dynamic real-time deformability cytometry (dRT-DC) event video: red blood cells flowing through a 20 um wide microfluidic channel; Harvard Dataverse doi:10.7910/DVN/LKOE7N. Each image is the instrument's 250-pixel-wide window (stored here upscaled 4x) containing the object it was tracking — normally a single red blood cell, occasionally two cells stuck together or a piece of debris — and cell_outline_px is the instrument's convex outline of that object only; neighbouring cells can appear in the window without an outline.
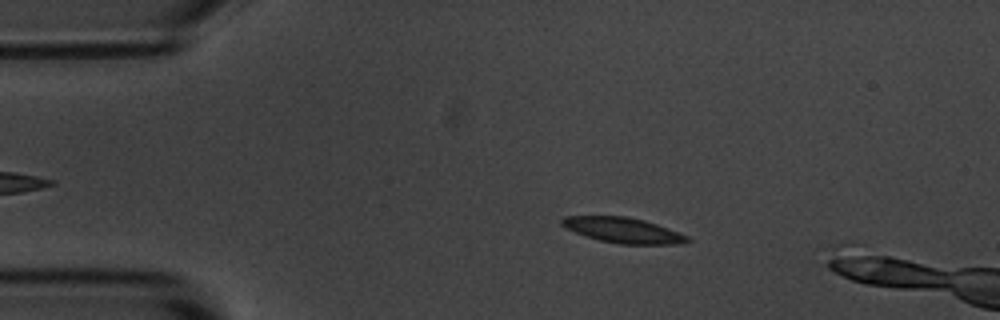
{"species": "common noctule bat (a hibernating species)", "species_latin": "Nyctalus noctula", "temperature_condition": "room temperature", "stored_images_in_passage": 4, "camera_frame_rate_fps": 3000, "um_per_image_px": 0.085, "animal": {"sex": "male", "body_mass_g": 20.1, "forearm_length_mm": 53.5}, "frame": {"image": 1, "passage_image": 2, "time_ms": 1.0, "image_size_px": [1000, 320], "cell_outline_px": [[692, 240], [684, 244], [620, 244], [600, 240], [584, 236], [560, 224], [560, 220], [564, 216], [628, 216], [644, 220], [668, 228], [688, 236]], "centroid_in_image_um": [52.99, 19.57], "position_along_channel_um": 32.0, "area_um2": 18.55}}